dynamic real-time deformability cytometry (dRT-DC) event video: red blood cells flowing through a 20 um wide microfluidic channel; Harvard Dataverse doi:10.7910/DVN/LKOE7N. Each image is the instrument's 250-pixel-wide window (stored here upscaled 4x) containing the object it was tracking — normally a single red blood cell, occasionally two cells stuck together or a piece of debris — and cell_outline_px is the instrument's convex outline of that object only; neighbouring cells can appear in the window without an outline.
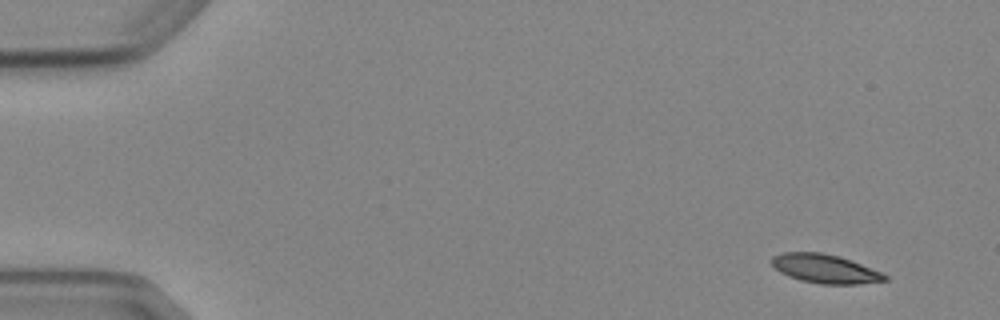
{"species": "Egyptian fruit bat (a non-hibernating species)", "species_latin": "Rousettus aegyptiacus", "temperature_condition": "cold", "stored_images_in_passage": 8, "camera_frame_rate_fps": 3000, "um_per_image_px": 0.085, "animal": {"sex": "female"}, "frame": {"image": 1, "passage_image": 1, "time_ms": 0.0, "image_size_px": [1000, 320], "cell_outline_px": [[888, 280], [856, 284], [820, 284], [800, 280], [788, 276], [780, 272], [768, 260], [772, 256], [784, 252], [820, 252], [840, 256], [852, 260], [880, 272], [888, 276]], "centroid_in_image_um": [70.09, 22.83], "position_along_channel_um": 14.9, "area_um2": 19.07}}
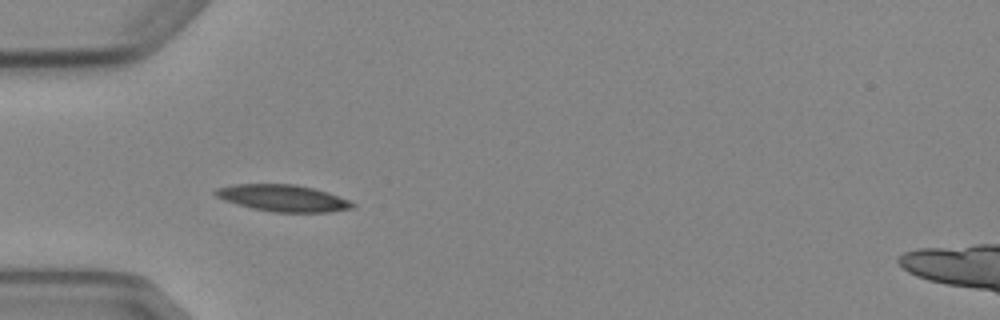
{"frame": {"image": 2, "passage_image": 4, "time_ms": 4.333, "image_size_px": [1000, 320], "cell_outline_px": [[356, 208], [328, 212], [276, 212], [252, 208], [224, 200], [216, 196], [212, 192], [216, 188], [236, 184], [296, 184], [328, 192], [348, 200], [356, 204]], "centroid_in_image_um": [24.07, 16.84], "position_along_channel_um": 60.9, "area_um2": 21.27}}
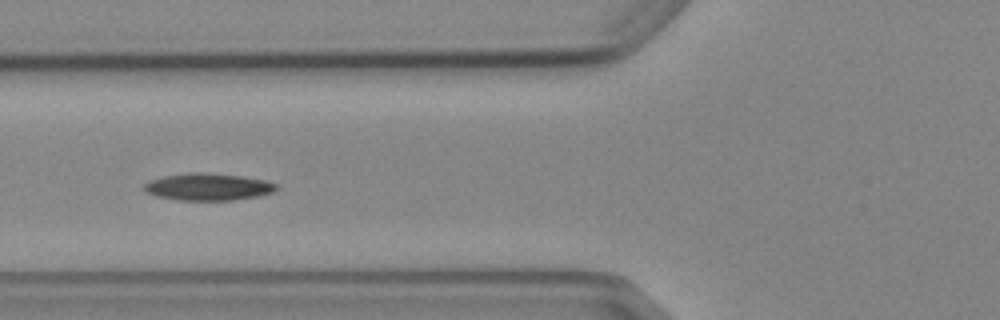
{"frame": {"image": 3, "passage_image": 5, "time_ms": 5.667, "image_size_px": [1000, 320], "cell_outline_px": [[280, 188], [272, 192], [260, 196], [232, 200], [176, 200], [156, 196], [144, 192], [140, 188], [148, 180], [164, 176], [192, 172], [204, 172], [240, 176], [264, 180], [276, 184]], "centroid_in_image_um": [17.63, 15.89], "position_along_channel_um": 108.2, "area_um2": 21.1}}